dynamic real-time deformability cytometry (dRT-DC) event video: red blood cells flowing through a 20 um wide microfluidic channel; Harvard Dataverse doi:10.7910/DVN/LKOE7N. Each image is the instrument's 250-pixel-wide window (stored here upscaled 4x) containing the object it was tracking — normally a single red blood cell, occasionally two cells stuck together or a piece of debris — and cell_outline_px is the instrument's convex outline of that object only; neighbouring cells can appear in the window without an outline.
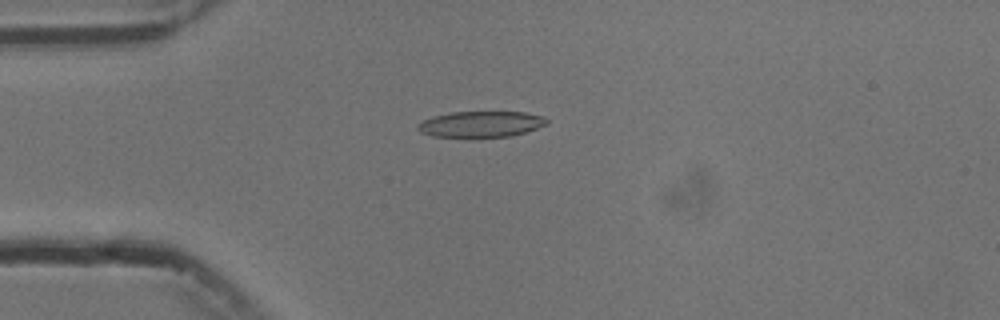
{"species": "common noctule bat (a hibernating species)", "species_latin": "Nyctalus noctula", "temperature_condition": "cold", "stored_images_in_passage": 9, "camera_frame_rate_fps": 3000, "um_per_image_px": 0.085, "animal": {"sex": "male", "body_mass_g": 13.3}, "frame": {"image": 1, "passage_image": 4, "time_ms": 4.333, "image_size_px": [1000, 320], "cell_outline_px": [[548, 124], [512, 136], [476, 140], [432, 136], [420, 132], [416, 128], [416, 124], [432, 116], [448, 112], [524, 112], [544, 116], [548, 120]], "centroid_in_image_um": [40.82, 10.6], "position_along_channel_um": 44.2, "area_um2": 20.52}}
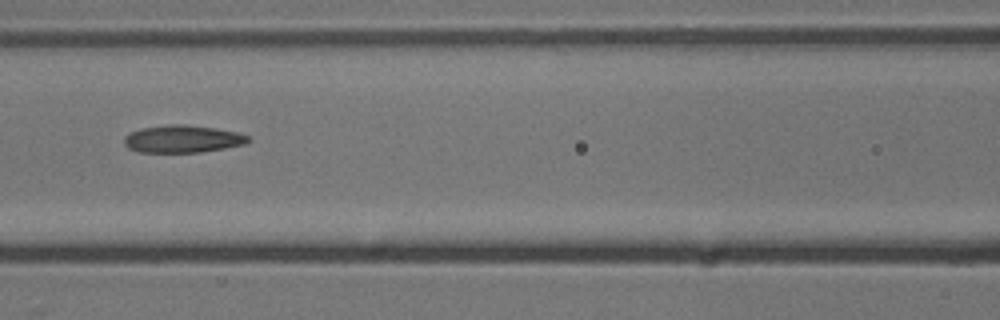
{"frame": {"image": 2, "passage_image": 7, "time_ms": 7.667, "image_size_px": [1000, 320], "cell_outline_px": [[252, 140], [244, 144], [224, 148], [200, 152], [140, 152], [128, 148], [124, 144], [124, 136], [128, 132], [140, 128], [172, 124], [184, 124], [216, 128], [236, 132], [248, 136]], "centroid_in_image_um": [15.49, 11.8], "position_along_channel_um": 151.1, "area_um2": 19.88}}
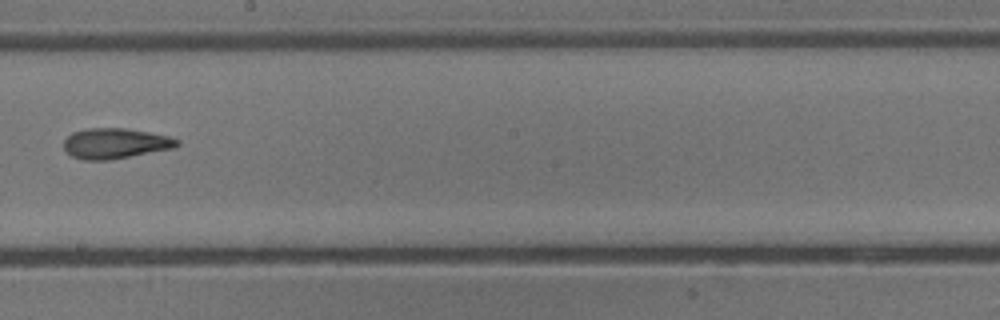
{"frame": {"image": 3, "passage_image": 9, "time_ms": 10.0, "image_size_px": [1000, 320], "cell_outline_px": [[180, 144], [176, 148], [108, 160], [84, 160], [72, 156], [64, 148], [64, 140], [72, 132], [84, 128], [124, 128], [148, 132], [168, 136], [180, 140]], "centroid_in_image_um": [9.81, 12.18], "position_along_channel_um": 238.4, "area_um2": 20.11}}